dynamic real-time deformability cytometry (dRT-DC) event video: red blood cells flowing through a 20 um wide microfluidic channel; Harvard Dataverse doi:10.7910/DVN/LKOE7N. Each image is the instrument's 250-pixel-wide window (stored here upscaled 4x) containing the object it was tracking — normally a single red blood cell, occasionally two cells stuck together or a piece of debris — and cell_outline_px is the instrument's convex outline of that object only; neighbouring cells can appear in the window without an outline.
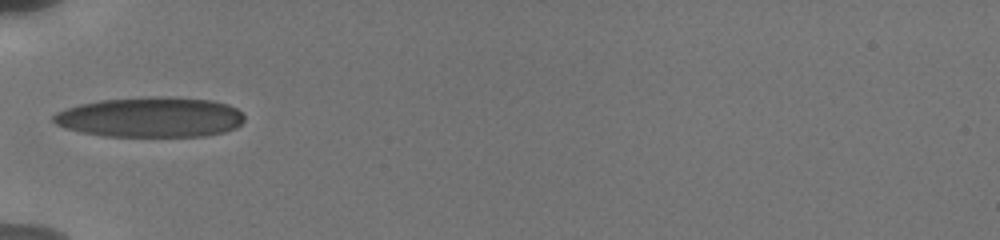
{"species": "human", "species_latin": "Homo sapiens", "temperature_condition": "cold", "stored_images_in_passage": 5, "camera_frame_rate_fps": 3000, "um_per_image_px": 0.085, "donor": {"sex": "male"}, "frame": {"image": 1, "passage_image": 1, "time_ms": 0.0, "image_size_px": [1000, 240], "cell_outline_px": [[244, 120], [236, 128], [224, 132], [204, 136], [104, 136], [64, 128], [56, 124], [52, 120], [52, 116], [56, 112], [64, 108], [80, 104], [100, 100], [148, 96], [168, 96], [212, 100], [228, 104], [236, 108], [244, 116]], "centroid_in_image_um": [12.79, 9.95], "position_along_channel_um": 72.2, "area_um2": 44.97}}
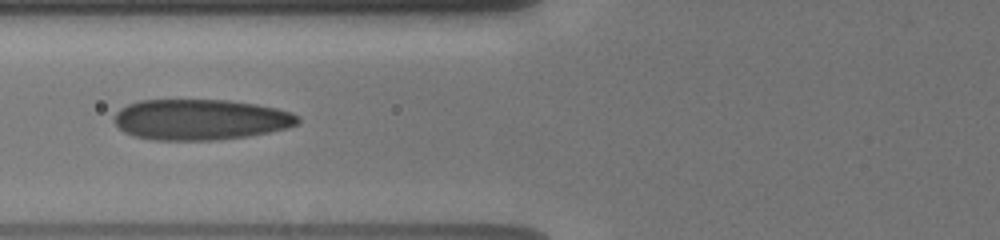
{"frame": {"image": 2, "passage_image": 4, "time_ms": 1.0, "image_size_px": [1000, 240], "cell_outline_px": [[300, 124], [288, 128], [248, 136], [216, 140], [152, 140], [136, 136], [124, 132], [116, 124], [116, 112], [120, 108], [128, 104], [140, 100], [228, 100], [256, 104], [276, 108], [292, 112], [300, 116]], "centroid_in_image_um": [17.09, 10.16], "position_along_channel_um": 108.7, "area_um2": 43.7}}